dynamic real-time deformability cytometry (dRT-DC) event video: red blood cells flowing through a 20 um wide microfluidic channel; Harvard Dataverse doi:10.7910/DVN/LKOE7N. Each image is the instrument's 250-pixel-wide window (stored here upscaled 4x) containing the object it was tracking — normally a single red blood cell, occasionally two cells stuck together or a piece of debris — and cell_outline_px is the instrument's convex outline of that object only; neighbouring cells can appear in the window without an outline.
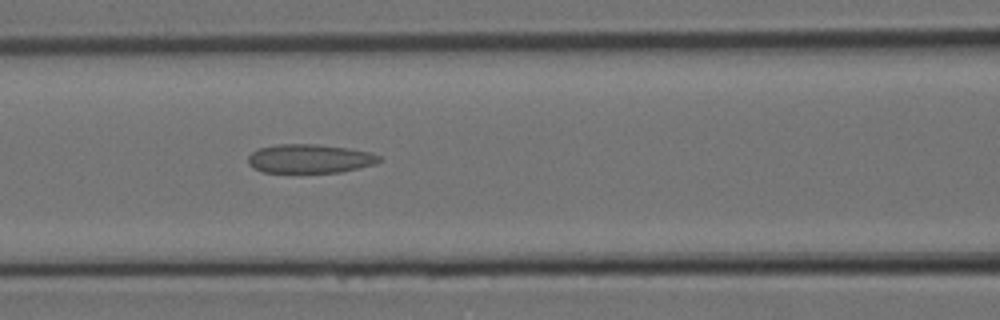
{"species": "Egyptian fruit bat (a non-hibernating species)", "species_latin": "Rousettus aegyptiacus", "temperature_condition": "room temperature", "stored_images_in_passage": 8, "camera_frame_rate_fps": 3000, "um_per_image_px": 0.085, "animal": {"sex": "female"}, "frame": {"image": 1, "passage_image": 8, "time_ms": 2.333, "image_size_px": [1000, 320], "cell_outline_px": [[380, 160], [376, 164], [340, 172], [264, 172], [252, 168], [248, 164], [248, 156], [252, 152], [260, 148], [280, 144], [316, 144], [348, 148], [368, 152], [380, 156]], "centroid_in_image_um": [26.31, 13.49], "position_along_channel_um": 140.3, "area_um2": 21.91}}